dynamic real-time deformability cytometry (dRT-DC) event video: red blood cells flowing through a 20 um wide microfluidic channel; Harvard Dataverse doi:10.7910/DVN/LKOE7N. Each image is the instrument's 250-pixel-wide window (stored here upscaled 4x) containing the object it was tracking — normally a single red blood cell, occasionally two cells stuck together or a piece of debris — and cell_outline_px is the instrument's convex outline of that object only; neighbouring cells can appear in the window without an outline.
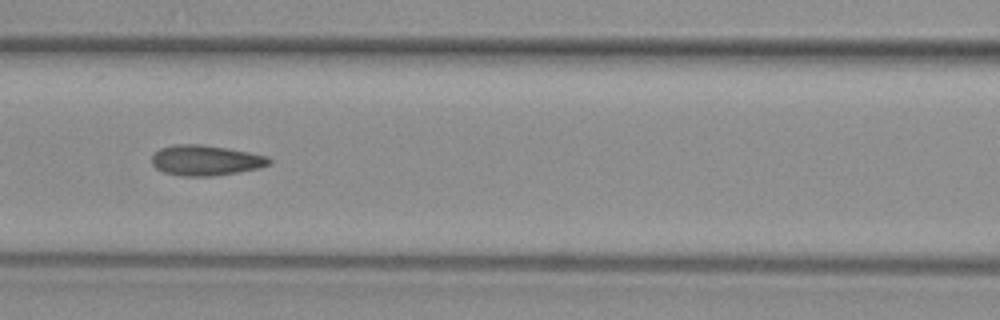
{"species": "common noctule bat (a hibernating species)", "species_latin": "Nyctalus noctula", "temperature_condition": "warm", "stored_images_in_passage": 44, "camera_frame_rate_fps": 3000, "um_per_image_px": 0.085, "animal": {"sex": "female", "body_mass_g": 29.2, "forearm_length_mm": 56.3}, "frame": {"image": 1, "passage_image": 23, "time_ms": 7.333, "image_size_px": [1000, 320], "cell_outline_px": [[272, 164], [260, 168], [212, 176], [180, 176], [164, 172], [156, 168], [152, 164], [152, 156], [160, 148], [172, 144], [200, 144], [228, 148], [268, 156], [272, 160]], "centroid_in_image_um": [17.49, 13.62], "position_along_channel_um": 149.1, "area_um2": 20.87}}
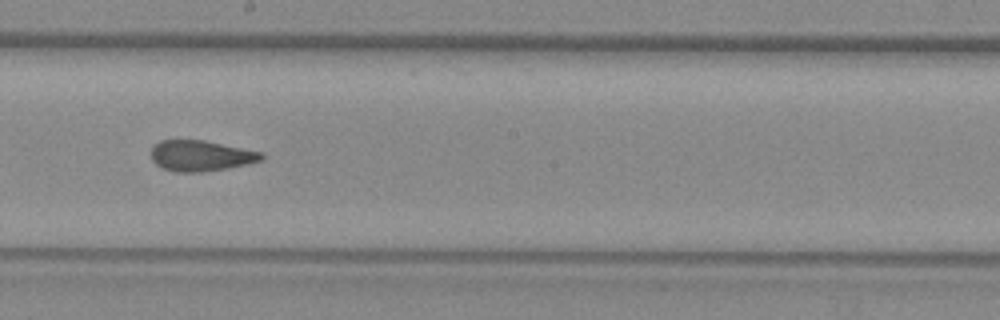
{"frame": {"image": 2, "passage_image": 29, "time_ms": 9.333, "image_size_px": [1000, 320], "cell_outline_px": [[264, 160], [248, 164], [228, 168], [200, 172], [176, 172], [164, 168], [156, 164], [152, 160], [152, 144], [160, 140], [204, 140], [264, 152]], "centroid_in_image_um": [17.1, 13.23], "position_along_channel_um": 231.1, "area_um2": 19.94}}
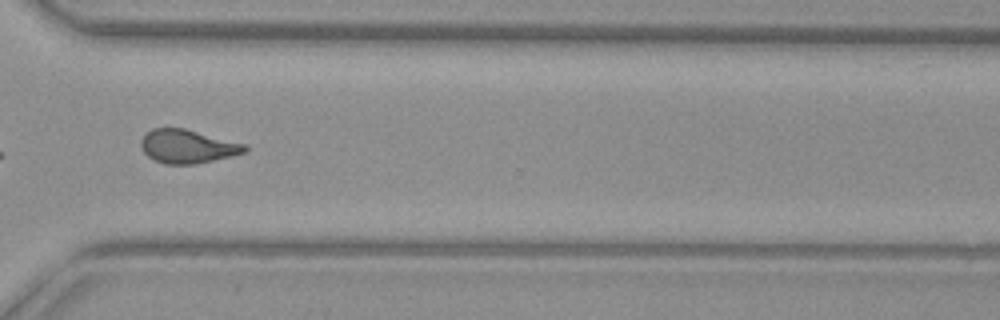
{"frame": {"image": 3, "passage_image": 38, "time_ms": 12.333, "image_size_px": [1000, 320], "cell_outline_px": [[248, 152], [232, 156], [196, 164], [164, 164], [152, 160], [140, 148], [140, 140], [152, 128], [184, 128], [248, 144]], "centroid_in_image_um": [15.97, 12.45], "position_along_channel_um": 354.6, "area_um2": 20.63}}